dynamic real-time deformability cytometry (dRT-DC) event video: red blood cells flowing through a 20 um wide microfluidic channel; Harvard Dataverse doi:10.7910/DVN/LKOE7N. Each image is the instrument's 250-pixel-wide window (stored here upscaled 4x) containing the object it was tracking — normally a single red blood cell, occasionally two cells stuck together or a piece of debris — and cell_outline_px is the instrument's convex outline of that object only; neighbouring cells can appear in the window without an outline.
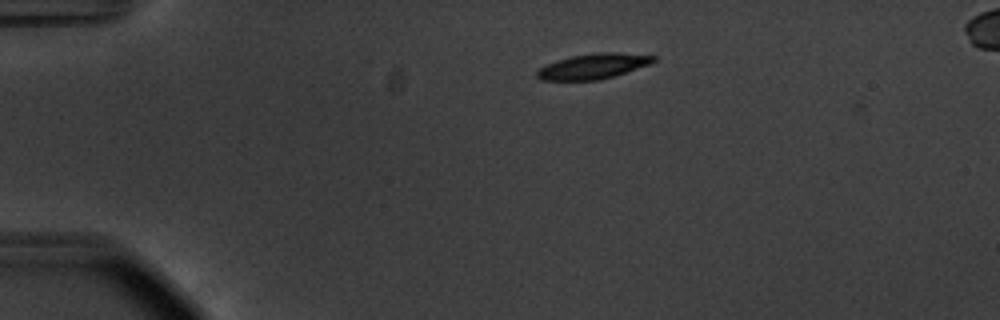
{"species": "common noctule bat (a hibernating species)", "species_latin": "Nyctalus noctula", "temperature_condition": "warm", "stored_images_in_passage": 4, "camera_frame_rate_fps": 3000, "um_per_image_px": 0.085, "animal": {"sex": "male", "body_mass_g": 20.1, "forearm_length_mm": 53.5}, "frame": {"image": 1, "passage_image": 2, "time_ms": 0.333, "image_size_px": [1000, 320], "cell_outline_px": [[656, 60], [648, 64], [612, 76], [596, 80], [540, 80], [536, 76], [536, 72], [540, 68], [548, 64], [572, 56], [600, 52], [616, 52], [656, 56]], "centroid_in_image_um": [50.4, 5.63], "position_along_channel_um": 34.6, "area_um2": 16.65}}